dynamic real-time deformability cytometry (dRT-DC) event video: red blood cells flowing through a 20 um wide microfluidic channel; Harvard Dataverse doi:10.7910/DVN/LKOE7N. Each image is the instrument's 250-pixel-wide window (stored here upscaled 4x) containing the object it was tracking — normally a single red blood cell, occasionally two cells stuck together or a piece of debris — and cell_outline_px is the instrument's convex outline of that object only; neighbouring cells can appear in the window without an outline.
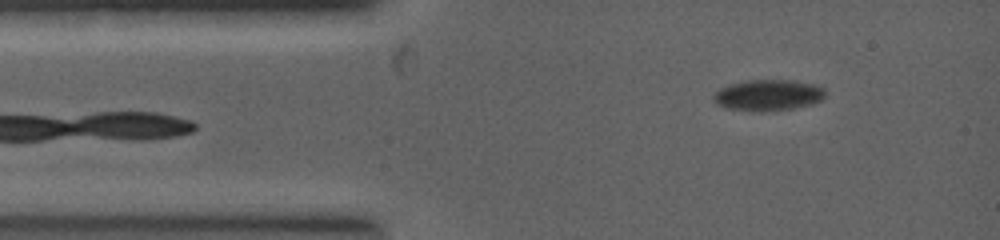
{"species": "common noctule bat (a hibernating species)", "species_latin": "Nyctalus noctula", "temperature_condition": "warm", "stored_images_in_passage": 13, "camera_frame_rate_fps": 5000, "um_per_image_px": 0.085, "animal": {"sex": "female", "body_mass_g": 19.0, "forearm_length_mm": 53.3}, "frame": {"image": 1, "passage_image": 3, "time_ms": 0.8, "image_size_px": [1000, 240], "cell_outline_px": [[824, 96], [820, 100], [808, 104], [792, 108], [728, 108], [716, 104], [712, 96], [720, 88], [732, 84], [752, 80], [796, 80], [812, 84], [824, 88]], "centroid_in_image_um": [65.3, 8.02], "position_along_channel_um": 19.7, "area_um2": 18.96}}